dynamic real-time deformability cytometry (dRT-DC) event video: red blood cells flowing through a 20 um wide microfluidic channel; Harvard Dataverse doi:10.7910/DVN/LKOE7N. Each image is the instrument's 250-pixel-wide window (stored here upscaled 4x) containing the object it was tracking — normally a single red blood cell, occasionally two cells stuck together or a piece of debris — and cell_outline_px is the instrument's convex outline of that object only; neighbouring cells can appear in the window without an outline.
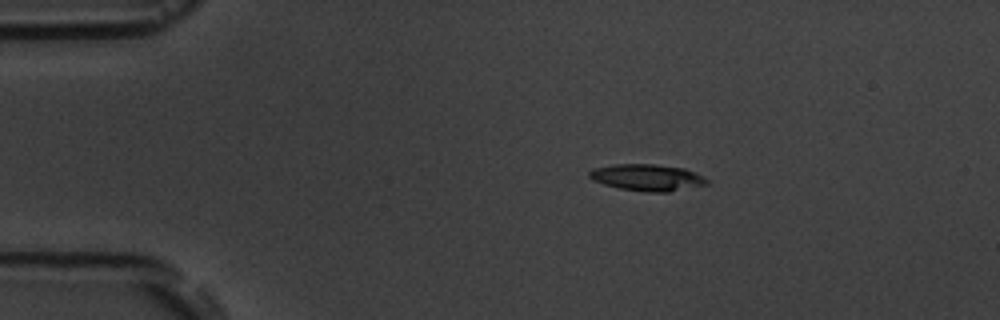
{"species": "common noctule bat (a hibernating species)", "species_latin": "Nyctalus noctula", "temperature_condition": "room temperature", "stored_images_in_passage": 5, "camera_frame_rate_fps": 3000, "um_per_image_px": 0.085, "animal": {"sex": "male", "body_mass_g": 19.5, "forearm_length_mm": 54.6}, "frame": {"image": 1, "passage_image": 2, "time_ms": 1.333, "image_size_px": [1000, 320], "cell_outline_px": [[708, 184], [668, 192], [648, 192], [620, 188], [604, 184], [592, 180], [588, 176], [588, 172], [592, 168], [616, 164], [656, 164], [684, 168], [708, 180]], "centroid_in_image_um": [54.96, 15.08], "position_along_channel_um": 30.0, "area_um2": 18.09}}
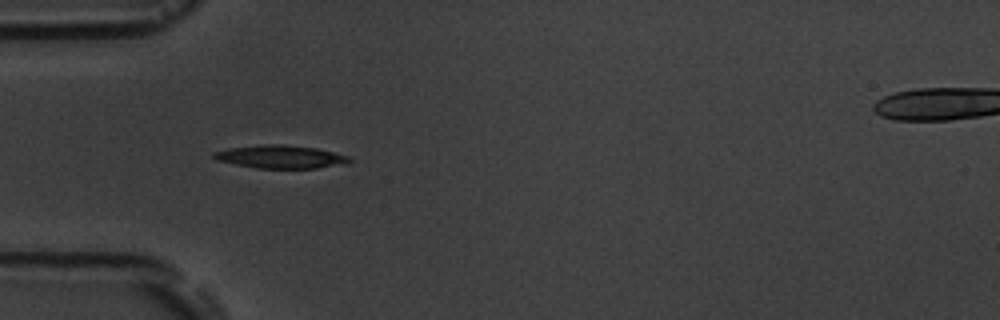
{"frame": {"image": 2, "passage_image": 4, "time_ms": 3.667, "image_size_px": [1000, 320], "cell_outline_px": [[352, 160], [348, 164], [316, 168], [256, 168], [216, 160], [212, 156], [212, 152], [228, 148], [268, 144], [280, 144], [316, 148], [348, 156]], "centroid_in_image_um": [23.85, 13.33], "position_along_channel_um": 61.2, "area_um2": 18.15}}
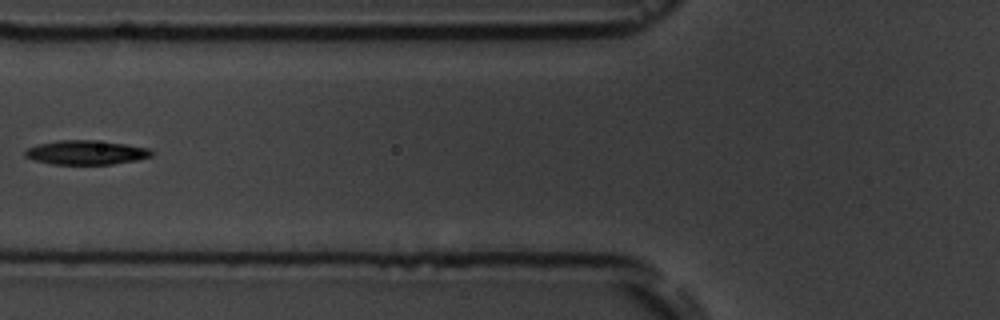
{"frame": {"image": 3, "passage_image": 5, "time_ms": 5.333, "image_size_px": [1000, 320], "cell_outline_px": [[156, 152], [152, 156], [136, 160], [112, 164], [52, 164], [32, 160], [24, 156], [24, 152], [28, 148], [36, 144], [56, 140], [92, 140], [124, 144], [148, 148]], "centroid_in_image_um": [7.29, 12.96], "position_along_channel_um": 118.5, "area_um2": 17.92}}